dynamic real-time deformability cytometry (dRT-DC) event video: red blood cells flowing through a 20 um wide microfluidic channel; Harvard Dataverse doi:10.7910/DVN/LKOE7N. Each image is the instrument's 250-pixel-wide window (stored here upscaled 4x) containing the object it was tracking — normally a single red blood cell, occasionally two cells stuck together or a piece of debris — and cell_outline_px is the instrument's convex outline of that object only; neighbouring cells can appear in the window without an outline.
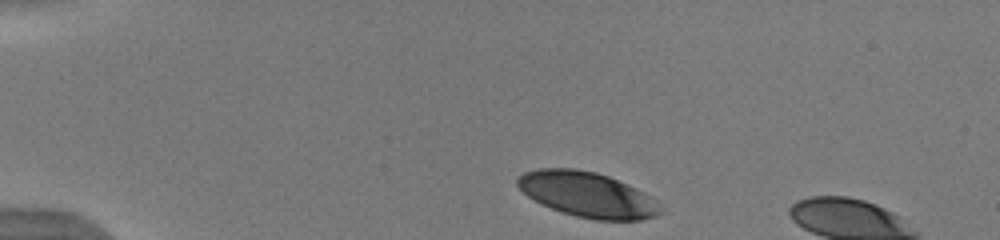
{"species": "human", "species_latin": "Homo sapiens", "temperature_condition": "warm", "stored_images_in_passage": 5, "camera_frame_rate_fps": 3000, "um_per_image_px": 0.085, "donor": {"sex": "male"}, "frame": {"image": 1, "passage_image": 1, "time_ms": 0.0, "image_size_px": [1000, 240], "cell_outline_px": [[664, 212], [656, 216], [640, 220], [596, 220], [576, 216], [552, 208], [528, 196], [516, 184], [516, 176], [524, 172], [540, 168], [576, 168], [596, 172], [608, 176], [628, 184], [652, 196]], "centroid_in_image_um": [49.95, 16.53], "position_along_channel_um": 35.0, "area_um2": 37.57}}